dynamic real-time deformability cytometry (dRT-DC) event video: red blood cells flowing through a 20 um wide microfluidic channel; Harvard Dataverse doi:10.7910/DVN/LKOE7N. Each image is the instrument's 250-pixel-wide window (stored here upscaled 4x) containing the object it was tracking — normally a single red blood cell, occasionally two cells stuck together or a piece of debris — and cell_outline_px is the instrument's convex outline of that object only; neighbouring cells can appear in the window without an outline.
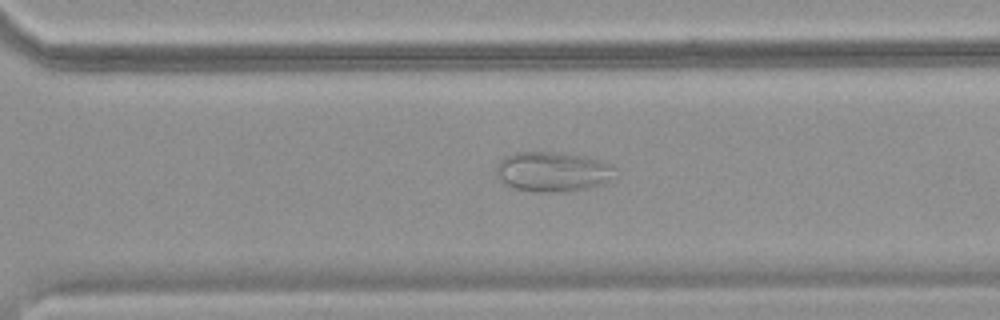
{"species": "common noctule bat (a hibernating species)", "species_latin": "Nyctalus noctula", "temperature_condition": "warm", "stored_images_in_passage": 47, "camera_frame_rate_fps": 3000, "um_per_image_px": 0.085, "animal": {"sex": "female", "body_mass_g": 18.4}, "frame": {"image": 1, "passage_image": 33, "time_ms": 10.667, "image_size_px": [1000, 320], "cell_outline_px": [[620, 168], [604, 184], [588, 188], [564, 192], [532, 192], [516, 188], [504, 184], [496, 180], [496, 164], [504, 156], [512, 152], [556, 152], [584, 156], [600, 160], [612, 164]], "centroid_in_image_um": [46.96, 14.59], "position_along_channel_um": 323.6, "area_um2": 28.26}}
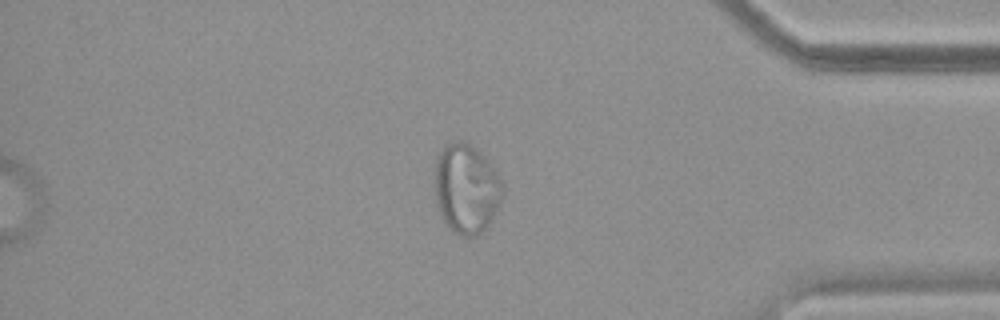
{"frame": {"image": 2, "passage_image": 40, "time_ms": 13.0, "image_size_px": [1000, 320], "cell_outline_px": [[504, 188], [500, 200], [492, 220], [488, 228], [476, 236], [460, 236], [440, 216], [436, 204], [436, 160], [444, 144], [452, 140], [464, 140], [472, 144], [492, 164]], "centroid_in_image_um": [39.65, 16.01], "position_along_channel_um": 395.6, "area_um2": 35.49}}
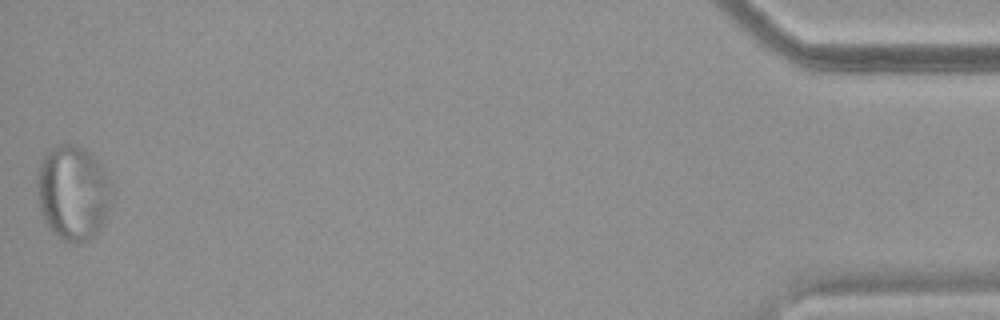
{"frame": {"image": 3, "passage_image": 47, "time_ms": 15.333, "image_size_px": [1000, 320], "cell_outline_px": [[112, 204], [100, 232], [88, 240], [72, 244], [64, 240], [52, 232], [48, 228], [40, 208], [36, 180], [40, 160], [56, 144], [76, 144], [84, 148], [100, 164], [112, 180]], "centroid_in_image_um": [6.24, 16.39], "position_along_channel_um": 429.0, "area_um2": 41.96}}